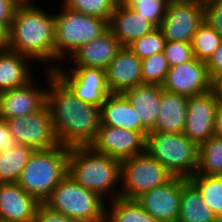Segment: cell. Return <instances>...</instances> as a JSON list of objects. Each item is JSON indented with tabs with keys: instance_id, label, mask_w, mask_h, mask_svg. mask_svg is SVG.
Returning <instances> with one entry per match:
<instances>
[{
	"instance_id": "cell-1",
	"label": "cell",
	"mask_w": 222,
	"mask_h": 222,
	"mask_svg": "<svg viewBox=\"0 0 222 222\" xmlns=\"http://www.w3.org/2000/svg\"><path fill=\"white\" fill-rule=\"evenodd\" d=\"M46 72V104L60 145L68 148L90 146L101 125V107L82 102L53 71Z\"/></svg>"
},
{
	"instance_id": "cell-2",
	"label": "cell",
	"mask_w": 222,
	"mask_h": 222,
	"mask_svg": "<svg viewBox=\"0 0 222 222\" xmlns=\"http://www.w3.org/2000/svg\"><path fill=\"white\" fill-rule=\"evenodd\" d=\"M50 14L54 13L38 5L17 6L8 30V50L45 62L42 65L47 62V70L53 71L60 65L55 63V18Z\"/></svg>"
},
{
	"instance_id": "cell-3",
	"label": "cell",
	"mask_w": 222,
	"mask_h": 222,
	"mask_svg": "<svg viewBox=\"0 0 222 222\" xmlns=\"http://www.w3.org/2000/svg\"><path fill=\"white\" fill-rule=\"evenodd\" d=\"M68 175L103 199L120 197V191H115V187L118 183L121 185V160L95 152L90 146L69 148Z\"/></svg>"
},
{
	"instance_id": "cell-4",
	"label": "cell",
	"mask_w": 222,
	"mask_h": 222,
	"mask_svg": "<svg viewBox=\"0 0 222 222\" xmlns=\"http://www.w3.org/2000/svg\"><path fill=\"white\" fill-rule=\"evenodd\" d=\"M68 155L69 148L63 145L34 150L17 184L39 203H44L68 174Z\"/></svg>"
},
{
	"instance_id": "cell-5",
	"label": "cell",
	"mask_w": 222,
	"mask_h": 222,
	"mask_svg": "<svg viewBox=\"0 0 222 222\" xmlns=\"http://www.w3.org/2000/svg\"><path fill=\"white\" fill-rule=\"evenodd\" d=\"M61 7L60 12L54 13L56 62H59L60 66L64 60L68 61L66 58L80 46L100 37L108 30V21L105 19L81 14L64 4H61Z\"/></svg>"
},
{
	"instance_id": "cell-6",
	"label": "cell",
	"mask_w": 222,
	"mask_h": 222,
	"mask_svg": "<svg viewBox=\"0 0 222 222\" xmlns=\"http://www.w3.org/2000/svg\"><path fill=\"white\" fill-rule=\"evenodd\" d=\"M145 151L173 176L188 179L197 172L199 146L183 133L149 132Z\"/></svg>"
},
{
	"instance_id": "cell-7",
	"label": "cell",
	"mask_w": 222,
	"mask_h": 222,
	"mask_svg": "<svg viewBox=\"0 0 222 222\" xmlns=\"http://www.w3.org/2000/svg\"><path fill=\"white\" fill-rule=\"evenodd\" d=\"M104 200L99 194L76 183L67 174L44 204L78 222H105L107 201Z\"/></svg>"
},
{
	"instance_id": "cell-8",
	"label": "cell",
	"mask_w": 222,
	"mask_h": 222,
	"mask_svg": "<svg viewBox=\"0 0 222 222\" xmlns=\"http://www.w3.org/2000/svg\"><path fill=\"white\" fill-rule=\"evenodd\" d=\"M172 177L173 175L146 151L128 157L121 160L120 197L136 199L144 192L165 184Z\"/></svg>"
},
{
	"instance_id": "cell-9",
	"label": "cell",
	"mask_w": 222,
	"mask_h": 222,
	"mask_svg": "<svg viewBox=\"0 0 222 222\" xmlns=\"http://www.w3.org/2000/svg\"><path fill=\"white\" fill-rule=\"evenodd\" d=\"M5 121L18 144L34 150H46L60 145L47 104L35 113Z\"/></svg>"
},
{
	"instance_id": "cell-10",
	"label": "cell",
	"mask_w": 222,
	"mask_h": 222,
	"mask_svg": "<svg viewBox=\"0 0 222 222\" xmlns=\"http://www.w3.org/2000/svg\"><path fill=\"white\" fill-rule=\"evenodd\" d=\"M204 22V3L200 0H169L160 29L166 41L191 42Z\"/></svg>"
},
{
	"instance_id": "cell-11",
	"label": "cell",
	"mask_w": 222,
	"mask_h": 222,
	"mask_svg": "<svg viewBox=\"0 0 222 222\" xmlns=\"http://www.w3.org/2000/svg\"><path fill=\"white\" fill-rule=\"evenodd\" d=\"M62 66L55 68L53 72L72 93L84 103L101 107L111 94L106 83V71L86 66H75L65 70L64 65Z\"/></svg>"
},
{
	"instance_id": "cell-12",
	"label": "cell",
	"mask_w": 222,
	"mask_h": 222,
	"mask_svg": "<svg viewBox=\"0 0 222 222\" xmlns=\"http://www.w3.org/2000/svg\"><path fill=\"white\" fill-rule=\"evenodd\" d=\"M163 90L187 97L202 95L212 90V81L205 61L193 57L187 62L171 67Z\"/></svg>"
},
{
	"instance_id": "cell-13",
	"label": "cell",
	"mask_w": 222,
	"mask_h": 222,
	"mask_svg": "<svg viewBox=\"0 0 222 222\" xmlns=\"http://www.w3.org/2000/svg\"><path fill=\"white\" fill-rule=\"evenodd\" d=\"M219 100L210 90L202 95L188 97L186 124L183 134L200 146L215 136V116Z\"/></svg>"
},
{
	"instance_id": "cell-14",
	"label": "cell",
	"mask_w": 222,
	"mask_h": 222,
	"mask_svg": "<svg viewBox=\"0 0 222 222\" xmlns=\"http://www.w3.org/2000/svg\"><path fill=\"white\" fill-rule=\"evenodd\" d=\"M146 138L139 132L100 125L90 147L98 153L123 160L145 152Z\"/></svg>"
},
{
	"instance_id": "cell-15",
	"label": "cell",
	"mask_w": 222,
	"mask_h": 222,
	"mask_svg": "<svg viewBox=\"0 0 222 222\" xmlns=\"http://www.w3.org/2000/svg\"><path fill=\"white\" fill-rule=\"evenodd\" d=\"M181 177L144 192L136 201L159 222H177L180 213Z\"/></svg>"
},
{
	"instance_id": "cell-16",
	"label": "cell",
	"mask_w": 222,
	"mask_h": 222,
	"mask_svg": "<svg viewBox=\"0 0 222 222\" xmlns=\"http://www.w3.org/2000/svg\"><path fill=\"white\" fill-rule=\"evenodd\" d=\"M35 81L33 79L25 86L0 92V119L29 115L46 104L47 89L37 86Z\"/></svg>"
},
{
	"instance_id": "cell-17",
	"label": "cell",
	"mask_w": 222,
	"mask_h": 222,
	"mask_svg": "<svg viewBox=\"0 0 222 222\" xmlns=\"http://www.w3.org/2000/svg\"><path fill=\"white\" fill-rule=\"evenodd\" d=\"M105 71L111 93H124L142 84L141 59L127 46H122Z\"/></svg>"
},
{
	"instance_id": "cell-18",
	"label": "cell",
	"mask_w": 222,
	"mask_h": 222,
	"mask_svg": "<svg viewBox=\"0 0 222 222\" xmlns=\"http://www.w3.org/2000/svg\"><path fill=\"white\" fill-rule=\"evenodd\" d=\"M38 204L17 183H0V222H35Z\"/></svg>"
},
{
	"instance_id": "cell-19",
	"label": "cell",
	"mask_w": 222,
	"mask_h": 222,
	"mask_svg": "<svg viewBox=\"0 0 222 222\" xmlns=\"http://www.w3.org/2000/svg\"><path fill=\"white\" fill-rule=\"evenodd\" d=\"M121 48V43L108 29L100 37L80 46L68 58H70V63L74 62L73 64H75L72 67L86 66L106 70Z\"/></svg>"
},
{
	"instance_id": "cell-20",
	"label": "cell",
	"mask_w": 222,
	"mask_h": 222,
	"mask_svg": "<svg viewBox=\"0 0 222 222\" xmlns=\"http://www.w3.org/2000/svg\"><path fill=\"white\" fill-rule=\"evenodd\" d=\"M108 29L127 46L133 40L150 33L155 27L125 2H118L108 22Z\"/></svg>"
},
{
	"instance_id": "cell-21",
	"label": "cell",
	"mask_w": 222,
	"mask_h": 222,
	"mask_svg": "<svg viewBox=\"0 0 222 222\" xmlns=\"http://www.w3.org/2000/svg\"><path fill=\"white\" fill-rule=\"evenodd\" d=\"M101 125L149 133L141 124L136 110L123 93H111L101 105Z\"/></svg>"
},
{
	"instance_id": "cell-22",
	"label": "cell",
	"mask_w": 222,
	"mask_h": 222,
	"mask_svg": "<svg viewBox=\"0 0 222 222\" xmlns=\"http://www.w3.org/2000/svg\"><path fill=\"white\" fill-rule=\"evenodd\" d=\"M162 91L160 85L140 84L123 93L148 132H151L156 125Z\"/></svg>"
},
{
	"instance_id": "cell-23",
	"label": "cell",
	"mask_w": 222,
	"mask_h": 222,
	"mask_svg": "<svg viewBox=\"0 0 222 222\" xmlns=\"http://www.w3.org/2000/svg\"><path fill=\"white\" fill-rule=\"evenodd\" d=\"M188 97L163 90L156 125L151 132L183 133Z\"/></svg>"
},
{
	"instance_id": "cell-24",
	"label": "cell",
	"mask_w": 222,
	"mask_h": 222,
	"mask_svg": "<svg viewBox=\"0 0 222 222\" xmlns=\"http://www.w3.org/2000/svg\"><path fill=\"white\" fill-rule=\"evenodd\" d=\"M30 61L8 49L0 51V92L25 86L35 78L29 69L31 65L27 64Z\"/></svg>"
},
{
	"instance_id": "cell-25",
	"label": "cell",
	"mask_w": 222,
	"mask_h": 222,
	"mask_svg": "<svg viewBox=\"0 0 222 222\" xmlns=\"http://www.w3.org/2000/svg\"><path fill=\"white\" fill-rule=\"evenodd\" d=\"M177 222H218V218L206 205L200 192L183 177H181L180 213Z\"/></svg>"
},
{
	"instance_id": "cell-26",
	"label": "cell",
	"mask_w": 222,
	"mask_h": 222,
	"mask_svg": "<svg viewBox=\"0 0 222 222\" xmlns=\"http://www.w3.org/2000/svg\"><path fill=\"white\" fill-rule=\"evenodd\" d=\"M107 202L111 203H106L105 222H159L136 199L117 197Z\"/></svg>"
},
{
	"instance_id": "cell-27",
	"label": "cell",
	"mask_w": 222,
	"mask_h": 222,
	"mask_svg": "<svg viewBox=\"0 0 222 222\" xmlns=\"http://www.w3.org/2000/svg\"><path fill=\"white\" fill-rule=\"evenodd\" d=\"M34 149L23 144L0 152V183H17Z\"/></svg>"
},
{
	"instance_id": "cell-28",
	"label": "cell",
	"mask_w": 222,
	"mask_h": 222,
	"mask_svg": "<svg viewBox=\"0 0 222 222\" xmlns=\"http://www.w3.org/2000/svg\"><path fill=\"white\" fill-rule=\"evenodd\" d=\"M201 194L216 217L222 214V176L195 173L187 179Z\"/></svg>"
},
{
	"instance_id": "cell-29",
	"label": "cell",
	"mask_w": 222,
	"mask_h": 222,
	"mask_svg": "<svg viewBox=\"0 0 222 222\" xmlns=\"http://www.w3.org/2000/svg\"><path fill=\"white\" fill-rule=\"evenodd\" d=\"M197 174L222 176V138L213 136L199 146Z\"/></svg>"
},
{
	"instance_id": "cell-30",
	"label": "cell",
	"mask_w": 222,
	"mask_h": 222,
	"mask_svg": "<svg viewBox=\"0 0 222 222\" xmlns=\"http://www.w3.org/2000/svg\"><path fill=\"white\" fill-rule=\"evenodd\" d=\"M222 41V36L205 21L193 35L191 45L194 57L207 61Z\"/></svg>"
},
{
	"instance_id": "cell-31",
	"label": "cell",
	"mask_w": 222,
	"mask_h": 222,
	"mask_svg": "<svg viewBox=\"0 0 222 222\" xmlns=\"http://www.w3.org/2000/svg\"><path fill=\"white\" fill-rule=\"evenodd\" d=\"M61 2L67 8L81 14L105 19L109 22L118 0H63Z\"/></svg>"
},
{
	"instance_id": "cell-32",
	"label": "cell",
	"mask_w": 222,
	"mask_h": 222,
	"mask_svg": "<svg viewBox=\"0 0 222 222\" xmlns=\"http://www.w3.org/2000/svg\"><path fill=\"white\" fill-rule=\"evenodd\" d=\"M169 69L163 51L141 59L142 84L162 86Z\"/></svg>"
},
{
	"instance_id": "cell-33",
	"label": "cell",
	"mask_w": 222,
	"mask_h": 222,
	"mask_svg": "<svg viewBox=\"0 0 222 222\" xmlns=\"http://www.w3.org/2000/svg\"><path fill=\"white\" fill-rule=\"evenodd\" d=\"M166 39L161 29L155 28L150 33L133 40L127 47L140 59L162 52Z\"/></svg>"
},
{
	"instance_id": "cell-34",
	"label": "cell",
	"mask_w": 222,
	"mask_h": 222,
	"mask_svg": "<svg viewBox=\"0 0 222 222\" xmlns=\"http://www.w3.org/2000/svg\"><path fill=\"white\" fill-rule=\"evenodd\" d=\"M168 2L169 0H127L125 3L158 28L165 16Z\"/></svg>"
},
{
	"instance_id": "cell-35",
	"label": "cell",
	"mask_w": 222,
	"mask_h": 222,
	"mask_svg": "<svg viewBox=\"0 0 222 222\" xmlns=\"http://www.w3.org/2000/svg\"><path fill=\"white\" fill-rule=\"evenodd\" d=\"M163 53L170 68L194 57L191 42L166 41Z\"/></svg>"
},
{
	"instance_id": "cell-36",
	"label": "cell",
	"mask_w": 222,
	"mask_h": 222,
	"mask_svg": "<svg viewBox=\"0 0 222 222\" xmlns=\"http://www.w3.org/2000/svg\"><path fill=\"white\" fill-rule=\"evenodd\" d=\"M204 21L222 36V0L204 3Z\"/></svg>"
},
{
	"instance_id": "cell-37",
	"label": "cell",
	"mask_w": 222,
	"mask_h": 222,
	"mask_svg": "<svg viewBox=\"0 0 222 222\" xmlns=\"http://www.w3.org/2000/svg\"><path fill=\"white\" fill-rule=\"evenodd\" d=\"M35 222H78L61 212L49 208L44 203H39L35 213Z\"/></svg>"
},
{
	"instance_id": "cell-38",
	"label": "cell",
	"mask_w": 222,
	"mask_h": 222,
	"mask_svg": "<svg viewBox=\"0 0 222 222\" xmlns=\"http://www.w3.org/2000/svg\"><path fill=\"white\" fill-rule=\"evenodd\" d=\"M205 63L211 81L222 75V41Z\"/></svg>"
},
{
	"instance_id": "cell-39",
	"label": "cell",
	"mask_w": 222,
	"mask_h": 222,
	"mask_svg": "<svg viewBox=\"0 0 222 222\" xmlns=\"http://www.w3.org/2000/svg\"><path fill=\"white\" fill-rule=\"evenodd\" d=\"M18 142L9 132L5 120L0 119V152H7L17 146Z\"/></svg>"
},
{
	"instance_id": "cell-40",
	"label": "cell",
	"mask_w": 222,
	"mask_h": 222,
	"mask_svg": "<svg viewBox=\"0 0 222 222\" xmlns=\"http://www.w3.org/2000/svg\"><path fill=\"white\" fill-rule=\"evenodd\" d=\"M16 5L11 0H0V24L9 30Z\"/></svg>"
},
{
	"instance_id": "cell-41",
	"label": "cell",
	"mask_w": 222,
	"mask_h": 222,
	"mask_svg": "<svg viewBox=\"0 0 222 222\" xmlns=\"http://www.w3.org/2000/svg\"><path fill=\"white\" fill-rule=\"evenodd\" d=\"M214 132L216 137L222 138V101L218 102L216 108Z\"/></svg>"
},
{
	"instance_id": "cell-42",
	"label": "cell",
	"mask_w": 222,
	"mask_h": 222,
	"mask_svg": "<svg viewBox=\"0 0 222 222\" xmlns=\"http://www.w3.org/2000/svg\"><path fill=\"white\" fill-rule=\"evenodd\" d=\"M212 91L214 92L216 98L219 101H222V75L212 81Z\"/></svg>"
},
{
	"instance_id": "cell-43",
	"label": "cell",
	"mask_w": 222,
	"mask_h": 222,
	"mask_svg": "<svg viewBox=\"0 0 222 222\" xmlns=\"http://www.w3.org/2000/svg\"><path fill=\"white\" fill-rule=\"evenodd\" d=\"M8 49V30L0 24V51Z\"/></svg>"
},
{
	"instance_id": "cell-44",
	"label": "cell",
	"mask_w": 222,
	"mask_h": 222,
	"mask_svg": "<svg viewBox=\"0 0 222 222\" xmlns=\"http://www.w3.org/2000/svg\"><path fill=\"white\" fill-rule=\"evenodd\" d=\"M16 6L36 5L32 0H11Z\"/></svg>"
},
{
	"instance_id": "cell-45",
	"label": "cell",
	"mask_w": 222,
	"mask_h": 222,
	"mask_svg": "<svg viewBox=\"0 0 222 222\" xmlns=\"http://www.w3.org/2000/svg\"><path fill=\"white\" fill-rule=\"evenodd\" d=\"M218 222H222V214L220 217H218Z\"/></svg>"
},
{
	"instance_id": "cell-46",
	"label": "cell",
	"mask_w": 222,
	"mask_h": 222,
	"mask_svg": "<svg viewBox=\"0 0 222 222\" xmlns=\"http://www.w3.org/2000/svg\"><path fill=\"white\" fill-rule=\"evenodd\" d=\"M127 0H118V2H126Z\"/></svg>"
},
{
	"instance_id": "cell-47",
	"label": "cell",
	"mask_w": 222,
	"mask_h": 222,
	"mask_svg": "<svg viewBox=\"0 0 222 222\" xmlns=\"http://www.w3.org/2000/svg\"><path fill=\"white\" fill-rule=\"evenodd\" d=\"M200 1H202L203 3H205V2H207V1H209V0H200Z\"/></svg>"
}]
</instances>
